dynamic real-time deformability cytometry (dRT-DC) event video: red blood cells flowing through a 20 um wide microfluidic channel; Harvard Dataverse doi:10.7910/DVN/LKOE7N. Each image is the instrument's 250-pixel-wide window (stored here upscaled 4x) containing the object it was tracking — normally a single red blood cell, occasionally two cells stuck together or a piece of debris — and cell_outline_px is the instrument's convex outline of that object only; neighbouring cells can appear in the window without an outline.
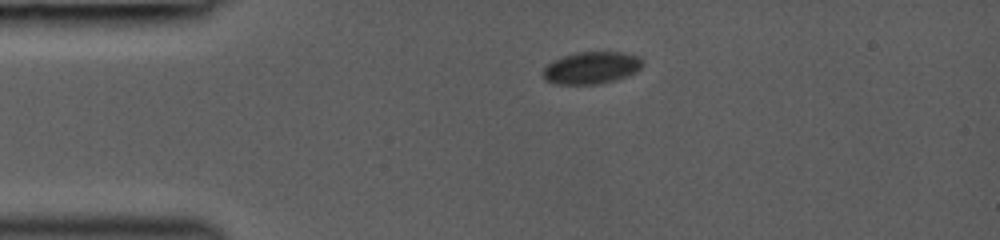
{"species": "common noctule bat (a hibernating species)", "species_latin": "Nyctalus noctula", "temperature_condition": "room temperature", "stored_images_in_passage": 4, "camera_frame_rate_fps": 3000, "um_per_image_px": 0.085, "animal": {"sex": "female", "body_mass_g": 19.0, "forearm_length_mm": 53.3}, "frame": {"image": 1, "passage_image": 1, "time_ms": 0.0, "image_size_px": [1000, 240], "cell_outline_px": [[644, 64], [636, 72], [616, 80], [596, 84], [552, 84], [544, 80], [544, 68], [552, 60], [576, 52], [624, 52], [640, 56]], "centroid_in_image_um": [50.28, 5.76], "position_along_channel_um": 34.7, "area_um2": 18.79}}
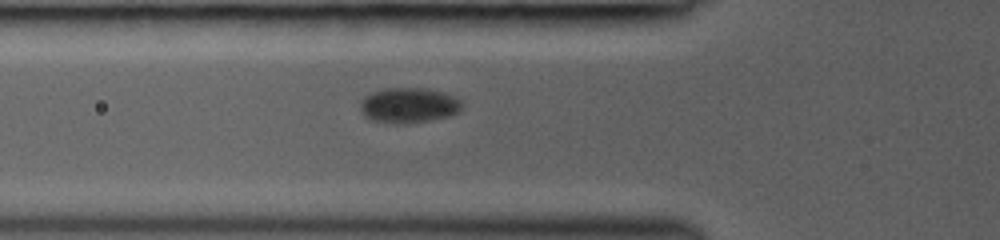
{"frame": {"image": 2, "passage_image": 4, "time_ms": 2.333, "image_size_px": [1000, 240], "cell_outline_px": [[464, 108], [460, 112], [448, 116], [408, 124], [396, 124], [372, 120], [364, 116], [360, 112], [360, 104], [364, 96], [384, 88], [424, 88], [444, 92], [456, 96], [464, 104]], "centroid_in_image_um": [34.77, 8.95], "position_along_channel_um": 91.0, "area_um2": 21.21}}